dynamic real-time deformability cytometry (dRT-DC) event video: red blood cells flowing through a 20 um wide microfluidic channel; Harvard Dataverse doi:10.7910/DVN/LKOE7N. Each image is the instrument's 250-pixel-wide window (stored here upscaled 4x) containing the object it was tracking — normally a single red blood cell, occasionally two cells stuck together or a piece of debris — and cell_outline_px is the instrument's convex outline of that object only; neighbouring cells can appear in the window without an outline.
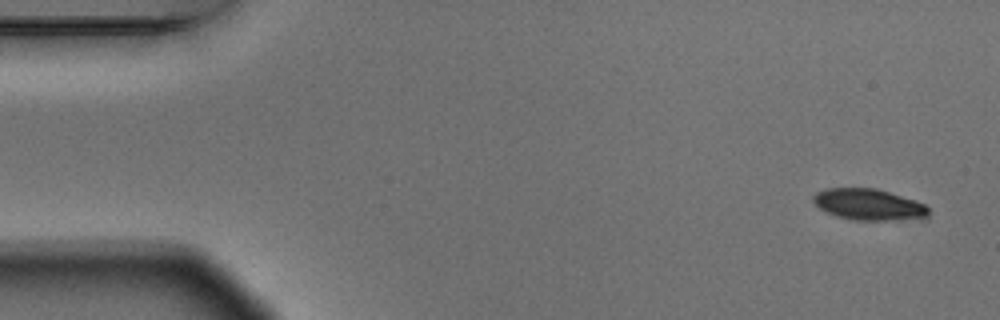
{"species": "Egyptian fruit bat (a non-hibernating species)", "species_latin": "Rousettus aegyptiacus", "temperature_condition": "warm", "stored_images_in_passage": 5, "camera_frame_rate_fps": 3000, "um_per_image_px": 0.085, "animal": {"sex": "male"}, "frame": {"image": 1, "passage_image": 1, "time_ms": 0.0, "image_size_px": [1000, 320], "cell_outline_px": [[928, 216], [888, 220], [852, 220], [836, 216], [820, 208], [812, 200], [812, 196], [816, 192], [824, 188], [876, 188], [916, 200], [924, 204], [928, 208]], "centroid_in_image_um": [73.79, 17.36], "position_along_channel_um": 11.2, "area_um2": 20.81}}
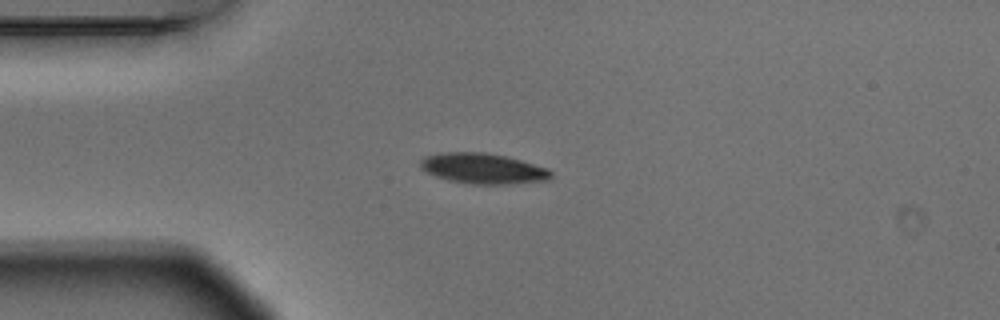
{"frame": {"image": 2, "passage_image": 4, "time_ms": 1.0, "image_size_px": [1000, 320], "cell_outline_px": [[552, 176], [548, 180], [512, 184], [472, 184], [448, 180], [436, 176], [420, 168], [420, 160], [424, 156], [440, 152], [484, 152], [504, 156], [520, 160], [548, 168], [552, 172]], "centroid_in_image_um": [41.04, 14.32], "position_along_channel_um": 44.0, "area_um2": 23.24}}
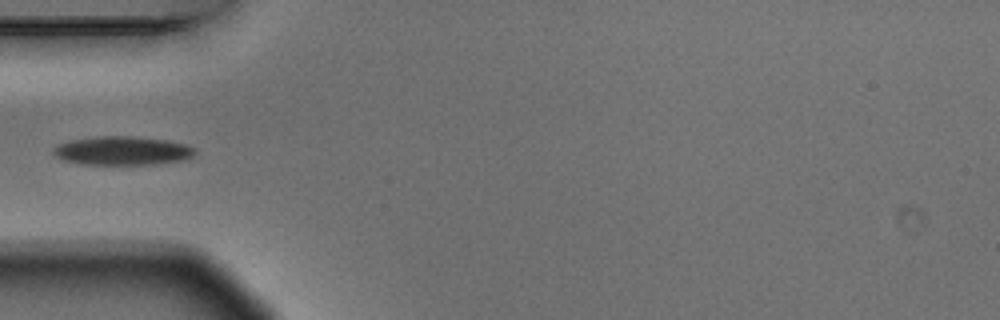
{"frame": {"image": 3, "passage_image": 5, "time_ms": 1.333, "image_size_px": [1000, 320], "cell_outline_px": [[196, 152], [188, 160], [160, 164], [80, 164], [60, 160], [52, 152], [52, 148], [60, 144], [72, 140], [100, 136], [132, 136], [164, 140], [184, 144], [196, 148]], "centroid_in_image_um": [10.42, 12.83], "position_along_channel_um": 74.6, "area_um2": 23.81}}